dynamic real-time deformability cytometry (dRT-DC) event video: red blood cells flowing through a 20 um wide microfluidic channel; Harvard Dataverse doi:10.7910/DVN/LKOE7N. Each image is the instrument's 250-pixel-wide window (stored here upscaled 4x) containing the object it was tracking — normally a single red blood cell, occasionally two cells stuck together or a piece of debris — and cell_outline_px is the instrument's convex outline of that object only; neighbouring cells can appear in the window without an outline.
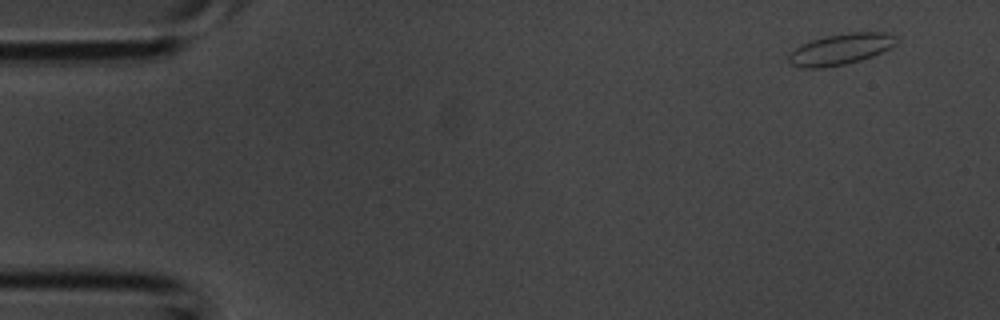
{"species": "common noctule bat (a hibernating species)", "species_latin": "Nyctalus noctula", "temperature_condition": "room temperature", "stored_images_in_passage": 4, "camera_frame_rate_fps": 3000, "um_per_image_px": 0.085, "animal": {"sex": "male", "body_mass_g": 20.1, "forearm_length_mm": 53.5}, "frame": {"image": 1, "passage_image": 1, "time_ms": 0.0, "image_size_px": [1000, 320], "cell_outline_px": [[896, 44], [872, 56], [860, 60], [844, 64], [820, 68], [804, 68], [792, 64], [788, 60], [788, 56], [796, 48], [812, 40], [824, 36], [852, 32], [884, 32], [896, 36]], "centroid_in_image_um": [71.46, 4.17], "position_along_channel_um": 13.5, "area_um2": 19.07}}